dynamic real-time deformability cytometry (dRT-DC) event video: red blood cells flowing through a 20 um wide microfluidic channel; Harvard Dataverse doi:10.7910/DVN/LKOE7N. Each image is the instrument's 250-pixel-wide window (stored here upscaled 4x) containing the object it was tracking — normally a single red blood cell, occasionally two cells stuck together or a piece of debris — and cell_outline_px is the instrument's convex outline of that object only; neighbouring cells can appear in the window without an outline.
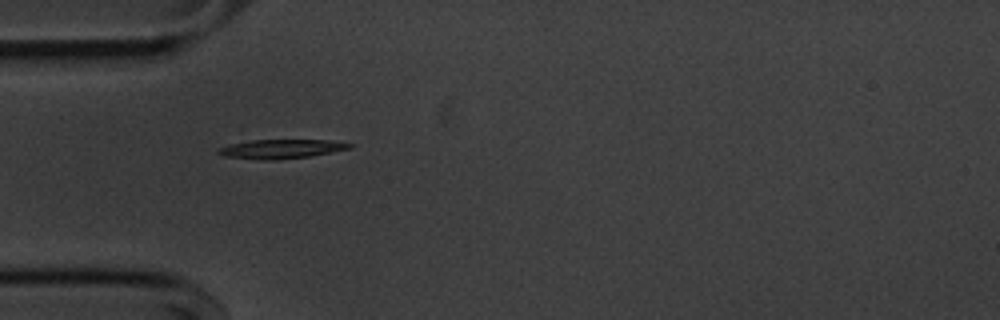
{"species": "common noctule bat (a hibernating species)", "species_latin": "Nyctalus noctula", "temperature_condition": "cold", "stored_images_in_passage": 39, "camera_frame_rate_fps": 3000, "um_per_image_px": 0.085, "animal": {"sex": "male", "body_mass_g": 20.1, "forearm_length_mm": 53.5}, "frame": {"image": 1, "passage_image": 1, "time_ms": 0.0, "image_size_px": [1000, 320], "cell_outline_px": [[352, 148], [308, 156], [272, 160], [264, 160], [224, 156], [216, 152], [220, 148], [232, 144], [252, 140], [332, 140], [352, 144]], "centroid_in_image_um": [23.91, 12.65], "position_along_channel_um": 61.1, "area_um2": 14.28}}
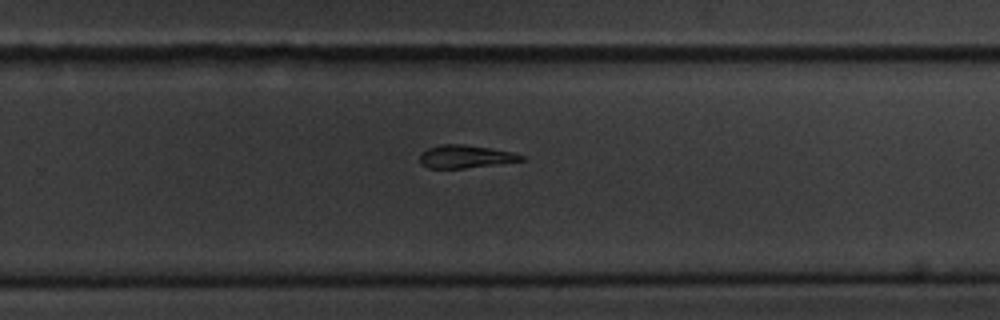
{"frame": {"image": 2, "passage_image": 20, "time_ms": 6.333, "image_size_px": [1000, 320], "cell_outline_px": [[524, 160], [464, 168], [428, 168], [420, 164], [420, 152], [428, 148], [440, 144], [464, 144], [512, 152], [524, 156]], "centroid_in_image_um": [39.49, 13.3], "position_along_channel_um": 290.3, "area_um2": 13.41}}
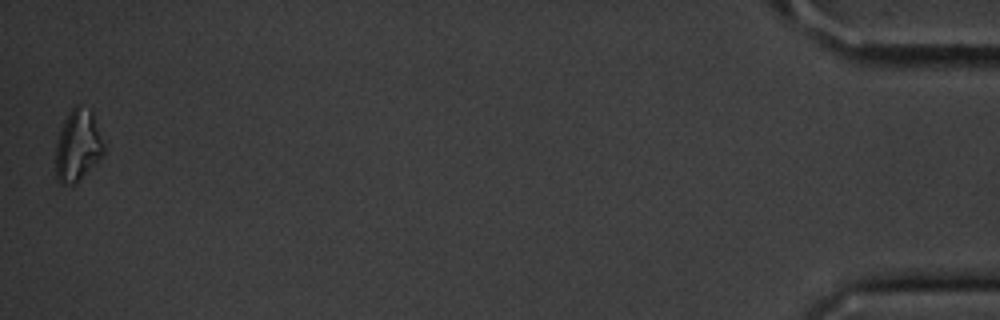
{"frame": {"image": 3, "passage_image": 39, "time_ms": 12.667, "image_size_px": [1000, 320], "cell_outline_px": [[104, 152], [80, 180], [76, 184], [60, 184], [56, 176], [56, 144], [60, 128], [64, 120], [72, 108], [76, 104], [80, 104], [92, 112], [104, 144]], "centroid_in_image_um": [6.59, 12.37], "position_along_channel_um": 428.6, "area_um2": 19.88}, "authors_computed_cell_mechanics": {"area_um2": 14.8546, "velocity_mm_per_s": 3.6394, "shape_relaxation_time_tau1_ms": 2.7205, "shape_relaxation_time_tau2_ms": 9.7264, "deformation_change_tau1": 0.1825, "deformation_change_tau2": 0.2546}}